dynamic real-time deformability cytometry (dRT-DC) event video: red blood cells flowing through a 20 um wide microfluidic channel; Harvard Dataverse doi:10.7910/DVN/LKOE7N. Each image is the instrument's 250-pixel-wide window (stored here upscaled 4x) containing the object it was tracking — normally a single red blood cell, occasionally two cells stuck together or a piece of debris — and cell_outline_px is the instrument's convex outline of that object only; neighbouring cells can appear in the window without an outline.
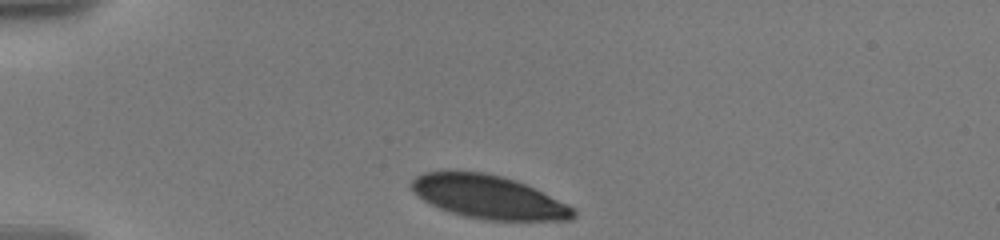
{"species": "human", "species_latin": "Homo sapiens", "temperature_condition": "warm", "stored_images_in_passage": 11, "camera_frame_rate_fps": 3000, "um_per_image_px": 0.085, "donor": {"sex": "male"}, "frame": {"image": 1, "passage_image": 1, "time_ms": 0.0, "image_size_px": [1000, 240], "cell_outline_px": [[576, 216], [572, 220], [484, 220], [464, 216], [448, 212], [424, 200], [412, 192], [412, 180], [416, 176], [424, 172], [484, 172], [516, 180], [568, 204], [576, 212]], "centroid_in_image_um": [41.53, 16.76], "position_along_channel_um": 43.5, "area_um2": 40.52}}